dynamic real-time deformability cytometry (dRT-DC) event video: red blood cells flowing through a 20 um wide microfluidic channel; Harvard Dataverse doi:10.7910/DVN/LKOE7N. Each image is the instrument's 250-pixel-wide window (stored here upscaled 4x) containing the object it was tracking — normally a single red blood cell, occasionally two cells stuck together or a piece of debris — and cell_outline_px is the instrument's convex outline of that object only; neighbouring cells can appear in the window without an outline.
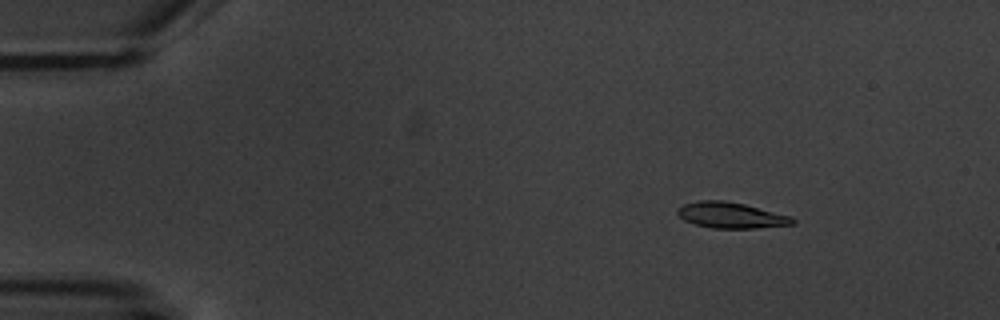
{"species": "common noctule bat (a hibernating species)", "species_latin": "Nyctalus noctula", "temperature_condition": "warm", "stored_images_in_passage": 6, "camera_frame_rate_fps": 3000, "um_per_image_px": 0.085, "animal": {"sex": "male", "body_mass_g": 20.1, "forearm_length_mm": 53.5}, "frame": {"image": 1, "passage_image": 3, "time_ms": 2.333, "image_size_px": [1000, 320], "cell_outline_px": [[796, 224], [756, 228], [712, 228], [696, 224], [684, 220], [676, 212], [684, 204], [700, 200], [724, 200], [744, 204], [792, 216], [796, 220]], "centroid_in_image_um": [62.18, 18.3], "position_along_channel_um": 22.8, "area_um2": 17.28}}